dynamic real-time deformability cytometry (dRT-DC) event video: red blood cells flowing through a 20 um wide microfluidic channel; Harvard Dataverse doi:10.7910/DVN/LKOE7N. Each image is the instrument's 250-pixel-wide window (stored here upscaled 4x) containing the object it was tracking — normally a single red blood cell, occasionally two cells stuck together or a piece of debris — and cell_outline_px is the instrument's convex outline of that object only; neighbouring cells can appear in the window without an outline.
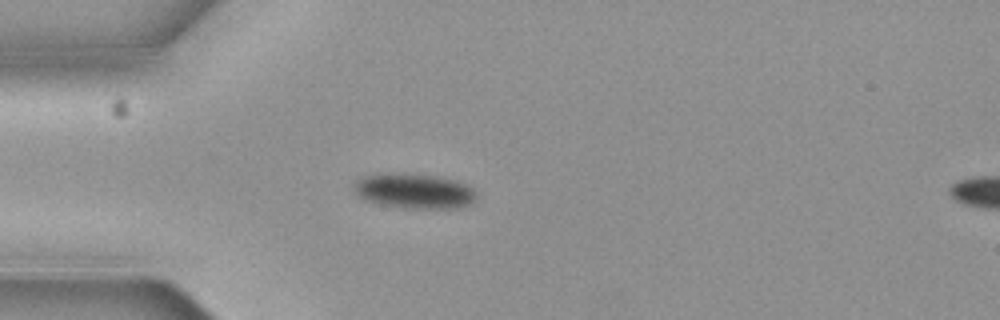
{"species": "common noctule bat (a hibernating species)", "species_latin": "Nyctalus noctula", "temperature_condition": "cold", "stored_images_in_passage": 6, "camera_frame_rate_fps": 3000, "um_per_image_px": 0.085, "animal": {"sex": "female", "body_mass_g": 19.3, "forearm_length_mm": 54.1}, "frame": {"image": 1, "passage_image": 3, "time_ms": 0.667, "image_size_px": [1000, 320], "cell_outline_px": [[476, 200], [468, 204], [456, 208], [400, 208], [380, 204], [364, 200], [356, 196], [352, 188], [352, 184], [356, 180], [364, 176], [436, 176], [456, 180], [468, 184], [476, 192]], "centroid_in_image_um": [35.22, 16.29], "position_along_channel_um": 49.8, "area_um2": 24.33}}
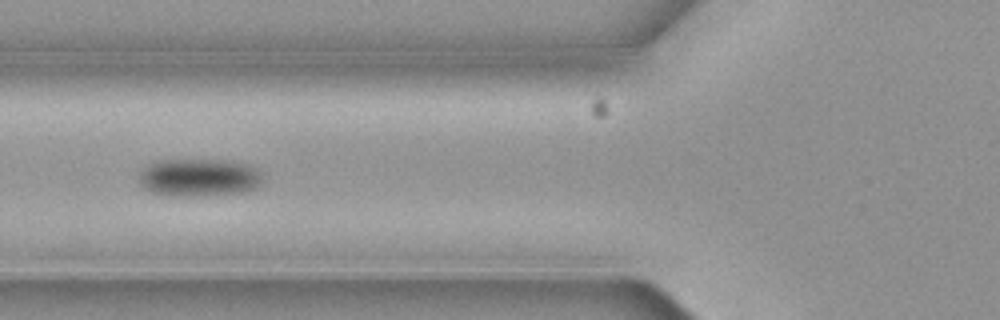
{"frame": {"image": 2, "passage_image": 5, "time_ms": 1.333, "image_size_px": [1000, 320], "cell_outline_px": [[260, 184], [256, 188], [244, 192], [204, 196], [168, 196], [152, 192], [140, 184], [140, 172], [148, 164], [156, 160], [224, 160], [248, 164], [256, 168], [260, 172]], "centroid_in_image_um": [16.91, 15.09], "position_along_channel_um": 108.9, "area_um2": 27.34}}
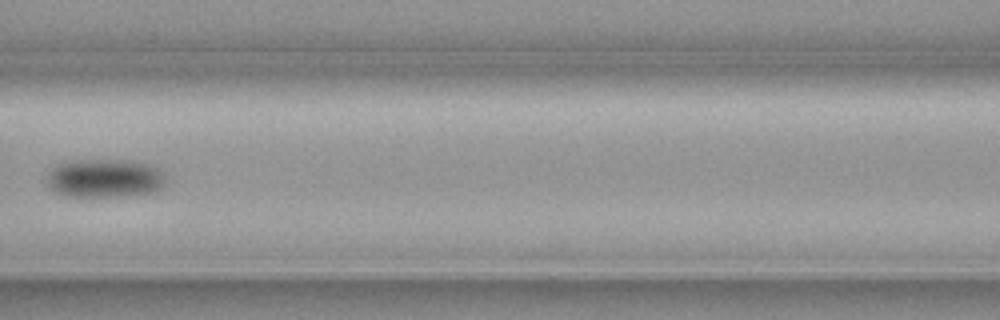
{"frame": {"image": 3, "passage_image": 6, "time_ms": 1.667, "image_size_px": [1000, 320], "cell_outline_px": [[164, 188], [152, 192], [136, 196], [68, 196], [56, 192], [48, 188], [48, 172], [56, 164], [64, 160], [136, 160], [152, 164], [160, 168], [164, 176]], "centroid_in_image_um": [8.93, 15.14], "position_along_channel_um": 157.7, "area_um2": 27.4}}